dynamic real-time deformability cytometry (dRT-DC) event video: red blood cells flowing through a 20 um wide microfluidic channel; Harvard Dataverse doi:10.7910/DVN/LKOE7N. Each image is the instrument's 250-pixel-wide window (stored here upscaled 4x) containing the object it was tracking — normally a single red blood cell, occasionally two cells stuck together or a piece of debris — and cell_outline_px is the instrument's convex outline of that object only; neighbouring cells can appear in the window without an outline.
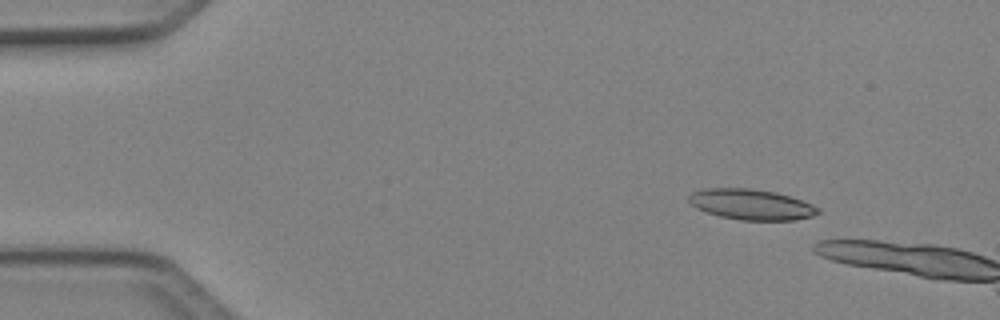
{"species": "Egyptian fruit bat (a non-hibernating species)", "species_latin": "Rousettus aegyptiacus", "temperature_condition": "cold", "stored_images_in_passage": 4, "camera_frame_rate_fps": 3000, "um_per_image_px": 0.085, "animal": {"sex": "female"}, "frame": {"image": 1, "passage_image": 2, "time_ms": 0.333, "image_size_px": [1000, 320], "cell_outline_px": [[820, 212], [812, 216], [796, 220], [740, 220], [720, 216], [696, 208], [688, 200], [688, 196], [692, 192], [700, 188], [752, 188], [776, 192], [812, 204], [820, 208]], "centroid_in_image_um": [63.84, 17.37], "position_along_channel_um": 21.2, "area_um2": 23.06}}